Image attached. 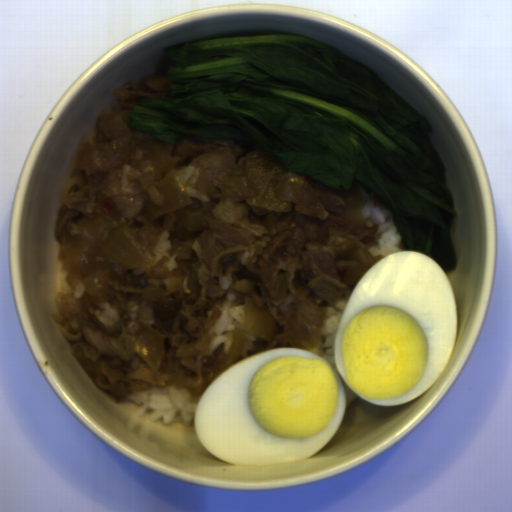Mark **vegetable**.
Segmentation results:
<instances>
[{"label":"vegetable","mask_w":512,"mask_h":512,"mask_svg":"<svg viewBox=\"0 0 512 512\" xmlns=\"http://www.w3.org/2000/svg\"><path fill=\"white\" fill-rule=\"evenodd\" d=\"M155 69L172 83L134 105L132 133L232 140L343 200L363 188L392 214L399 247L453 273L458 214L434 127L367 66L324 41L252 30L162 45Z\"/></svg>","instance_id":"add77e79"}]
</instances>
